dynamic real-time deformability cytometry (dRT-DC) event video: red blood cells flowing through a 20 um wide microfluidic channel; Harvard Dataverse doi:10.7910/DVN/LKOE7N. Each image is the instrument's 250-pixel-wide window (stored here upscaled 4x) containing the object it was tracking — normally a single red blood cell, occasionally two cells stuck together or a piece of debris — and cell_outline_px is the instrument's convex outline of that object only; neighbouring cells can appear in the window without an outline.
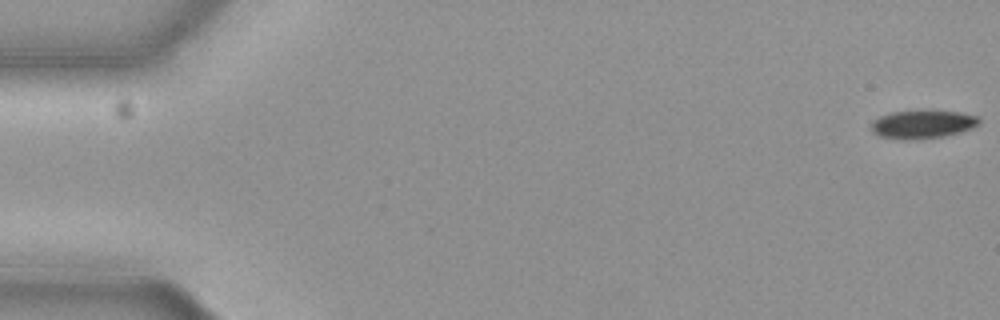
{"species": "common noctule bat (a hibernating species)", "species_latin": "Nyctalus noctula", "temperature_condition": "cold", "stored_images_in_passage": 57, "camera_frame_rate_fps": 3000, "um_per_image_px": 0.085, "animal": {"sex": "female", "body_mass_g": 19.3, "forearm_length_mm": 54.1}, "frame": {"image": 1, "passage_image": 1, "time_ms": 0.0, "image_size_px": [1000, 320], "cell_outline_px": [[980, 120], [972, 128], [960, 132], [944, 136], [920, 140], [900, 140], [876, 136], [872, 132], [872, 120], [880, 116], [892, 112], [960, 112], [976, 116]], "centroid_in_image_um": [78.35, 10.61], "position_along_channel_um": 6.7, "area_um2": 17.57}}
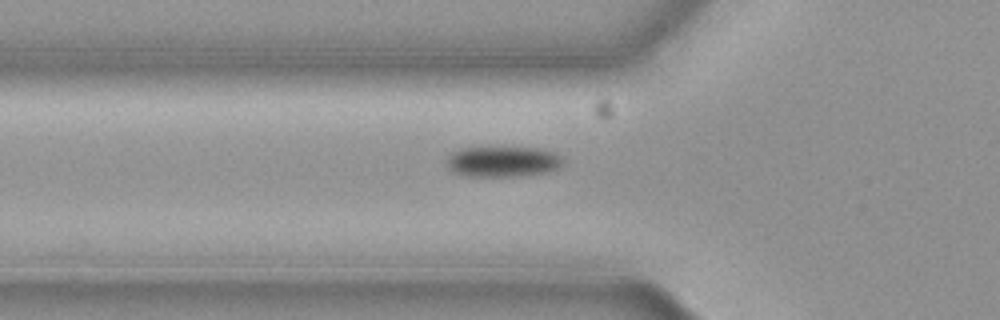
{"frame": {"image": 2, "passage_image": 20, "time_ms": 6.333, "image_size_px": [1000, 320], "cell_outline_px": [[560, 164], [556, 168], [548, 172], [512, 176], [460, 176], [452, 172], [448, 168], [448, 156], [452, 152], [460, 148], [536, 148], [552, 152], [560, 156]], "centroid_in_image_um": [42.64, 13.74], "position_along_channel_um": 83.2, "area_um2": 20.35}}
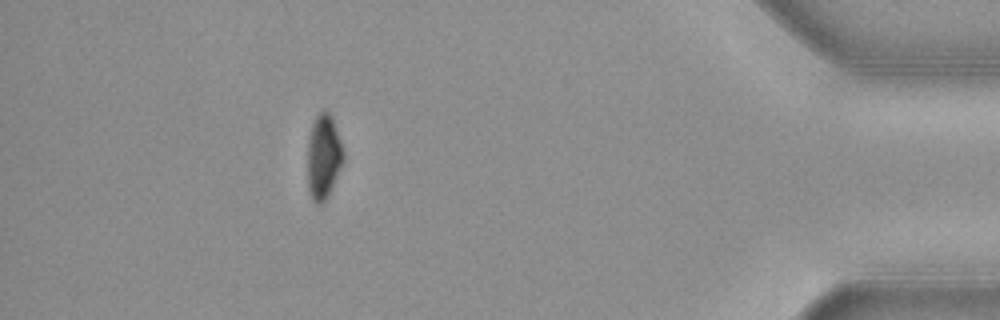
{"frame": {"image": 3, "passage_image": 51, "time_ms": 16.667, "image_size_px": [1000, 320], "cell_outline_px": [[344, 164], [328, 196], [320, 204], [316, 204], [312, 200], [308, 188], [308, 140], [312, 124], [316, 116], [324, 108], [332, 116], [344, 152]], "centroid_in_image_um": [27.52, 13.33], "position_along_channel_um": 407.7, "area_um2": 17.86}, "authors_computed_cell_mechanics": {"area_um2": 19.4208, "velocity_mm_per_s": 3.6888, "shape_relaxation_time_tau1_ms": 2.1564, "shape_relaxation_time_tau2_ms": null, "deformation_change_tau1": 0.0912, "deformation_change_tau2": null}}